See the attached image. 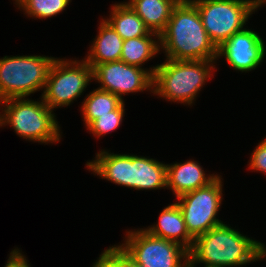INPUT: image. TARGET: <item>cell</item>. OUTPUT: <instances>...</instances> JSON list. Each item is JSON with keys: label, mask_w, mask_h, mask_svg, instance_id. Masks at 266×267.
<instances>
[{"label": "cell", "mask_w": 266, "mask_h": 267, "mask_svg": "<svg viewBox=\"0 0 266 267\" xmlns=\"http://www.w3.org/2000/svg\"><path fill=\"white\" fill-rule=\"evenodd\" d=\"M259 7L262 8V5L266 2V0H253Z\"/></svg>", "instance_id": "obj_25"}, {"label": "cell", "mask_w": 266, "mask_h": 267, "mask_svg": "<svg viewBox=\"0 0 266 267\" xmlns=\"http://www.w3.org/2000/svg\"><path fill=\"white\" fill-rule=\"evenodd\" d=\"M125 102L123 101L114 111L109 114L101 115L100 118L93 120L86 129L92 133L95 138L103 137L117 130L123 122L125 114Z\"/></svg>", "instance_id": "obj_21"}, {"label": "cell", "mask_w": 266, "mask_h": 267, "mask_svg": "<svg viewBox=\"0 0 266 267\" xmlns=\"http://www.w3.org/2000/svg\"><path fill=\"white\" fill-rule=\"evenodd\" d=\"M125 239V240H124ZM119 246L136 262L146 267H186L188 250L180 244L154 237L143 228L126 231Z\"/></svg>", "instance_id": "obj_9"}, {"label": "cell", "mask_w": 266, "mask_h": 267, "mask_svg": "<svg viewBox=\"0 0 266 267\" xmlns=\"http://www.w3.org/2000/svg\"><path fill=\"white\" fill-rule=\"evenodd\" d=\"M188 255L189 263L195 266L243 267L264 260L266 245L224 222L196 237Z\"/></svg>", "instance_id": "obj_1"}, {"label": "cell", "mask_w": 266, "mask_h": 267, "mask_svg": "<svg viewBox=\"0 0 266 267\" xmlns=\"http://www.w3.org/2000/svg\"><path fill=\"white\" fill-rule=\"evenodd\" d=\"M186 267H196L195 265H191L189 262Z\"/></svg>", "instance_id": "obj_26"}, {"label": "cell", "mask_w": 266, "mask_h": 267, "mask_svg": "<svg viewBox=\"0 0 266 267\" xmlns=\"http://www.w3.org/2000/svg\"><path fill=\"white\" fill-rule=\"evenodd\" d=\"M216 48L245 25L259 6L253 0H192ZM254 12V13H253Z\"/></svg>", "instance_id": "obj_7"}, {"label": "cell", "mask_w": 266, "mask_h": 267, "mask_svg": "<svg viewBox=\"0 0 266 267\" xmlns=\"http://www.w3.org/2000/svg\"><path fill=\"white\" fill-rule=\"evenodd\" d=\"M221 179V175H219L209 185L176 198L186 228L194 239L224 223L217 215L223 201V182Z\"/></svg>", "instance_id": "obj_10"}, {"label": "cell", "mask_w": 266, "mask_h": 267, "mask_svg": "<svg viewBox=\"0 0 266 267\" xmlns=\"http://www.w3.org/2000/svg\"><path fill=\"white\" fill-rule=\"evenodd\" d=\"M40 99L24 97L1 101L0 127L11 126L19 137L29 142L58 143L62 138L61 127L54 111Z\"/></svg>", "instance_id": "obj_5"}, {"label": "cell", "mask_w": 266, "mask_h": 267, "mask_svg": "<svg viewBox=\"0 0 266 267\" xmlns=\"http://www.w3.org/2000/svg\"><path fill=\"white\" fill-rule=\"evenodd\" d=\"M55 59L43 55L0 58V100L24 98L42 91Z\"/></svg>", "instance_id": "obj_6"}, {"label": "cell", "mask_w": 266, "mask_h": 267, "mask_svg": "<svg viewBox=\"0 0 266 267\" xmlns=\"http://www.w3.org/2000/svg\"><path fill=\"white\" fill-rule=\"evenodd\" d=\"M93 80V68L84 60L56 58L49 70L41 98L53 111L70 106Z\"/></svg>", "instance_id": "obj_8"}, {"label": "cell", "mask_w": 266, "mask_h": 267, "mask_svg": "<svg viewBox=\"0 0 266 267\" xmlns=\"http://www.w3.org/2000/svg\"><path fill=\"white\" fill-rule=\"evenodd\" d=\"M157 67L141 68L121 60L101 63L93 69V80L100 84L99 89L111 92L124 101L123 96L129 93L148 90L153 93V75Z\"/></svg>", "instance_id": "obj_11"}, {"label": "cell", "mask_w": 266, "mask_h": 267, "mask_svg": "<svg viewBox=\"0 0 266 267\" xmlns=\"http://www.w3.org/2000/svg\"><path fill=\"white\" fill-rule=\"evenodd\" d=\"M178 2H183V1H192V0H177Z\"/></svg>", "instance_id": "obj_27"}, {"label": "cell", "mask_w": 266, "mask_h": 267, "mask_svg": "<svg viewBox=\"0 0 266 267\" xmlns=\"http://www.w3.org/2000/svg\"><path fill=\"white\" fill-rule=\"evenodd\" d=\"M126 3L154 33L161 34L168 24L177 0H129Z\"/></svg>", "instance_id": "obj_16"}, {"label": "cell", "mask_w": 266, "mask_h": 267, "mask_svg": "<svg viewBox=\"0 0 266 267\" xmlns=\"http://www.w3.org/2000/svg\"><path fill=\"white\" fill-rule=\"evenodd\" d=\"M218 174H207L198 161L167 164V189H171L177 198L187 192L205 187L214 181Z\"/></svg>", "instance_id": "obj_13"}, {"label": "cell", "mask_w": 266, "mask_h": 267, "mask_svg": "<svg viewBox=\"0 0 266 267\" xmlns=\"http://www.w3.org/2000/svg\"><path fill=\"white\" fill-rule=\"evenodd\" d=\"M160 49L166 59L217 60V48L192 1L174 6L166 29L160 34Z\"/></svg>", "instance_id": "obj_2"}, {"label": "cell", "mask_w": 266, "mask_h": 267, "mask_svg": "<svg viewBox=\"0 0 266 267\" xmlns=\"http://www.w3.org/2000/svg\"><path fill=\"white\" fill-rule=\"evenodd\" d=\"M249 161V170L266 174V137L255 147Z\"/></svg>", "instance_id": "obj_23"}, {"label": "cell", "mask_w": 266, "mask_h": 267, "mask_svg": "<svg viewBox=\"0 0 266 267\" xmlns=\"http://www.w3.org/2000/svg\"><path fill=\"white\" fill-rule=\"evenodd\" d=\"M86 168L100 179L134 190L167 188V164L134 154H115L105 150L95 153Z\"/></svg>", "instance_id": "obj_3"}, {"label": "cell", "mask_w": 266, "mask_h": 267, "mask_svg": "<svg viewBox=\"0 0 266 267\" xmlns=\"http://www.w3.org/2000/svg\"><path fill=\"white\" fill-rule=\"evenodd\" d=\"M110 7L111 12L109 18L106 17L105 20L123 40L143 37L150 32L143 20L126 2L115 3Z\"/></svg>", "instance_id": "obj_17"}, {"label": "cell", "mask_w": 266, "mask_h": 267, "mask_svg": "<svg viewBox=\"0 0 266 267\" xmlns=\"http://www.w3.org/2000/svg\"><path fill=\"white\" fill-rule=\"evenodd\" d=\"M216 61L165 59L153 75V94L170 102L193 106L203 85L214 76Z\"/></svg>", "instance_id": "obj_4"}, {"label": "cell", "mask_w": 266, "mask_h": 267, "mask_svg": "<svg viewBox=\"0 0 266 267\" xmlns=\"http://www.w3.org/2000/svg\"><path fill=\"white\" fill-rule=\"evenodd\" d=\"M91 267H146L136 263L118 244L106 248Z\"/></svg>", "instance_id": "obj_22"}, {"label": "cell", "mask_w": 266, "mask_h": 267, "mask_svg": "<svg viewBox=\"0 0 266 267\" xmlns=\"http://www.w3.org/2000/svg\"><path fill=\"white\" fill-rule=\"evenodd\" d=\"M21 252L22 250L18 249V247L12 249L4 267H31L25 254Z\"/></svg>", "instance_id": "obj_24"}, {"label": "cell", "mask_w": 266, "mask_h": 267, "mask_svg": "<svg viewBox=\"0 0 266 267\" xmlns=\"http://www.w3.org/2000/svg\"><path fill=\"white\" fill-rule=\"evenodd\" d=\"M265 56V41L248 27L234 33L217 48V60L224 57L231 68L245 73L261 65Z\"/></svg>", "instance_id": "obj_12"}, {"label": "cell", "mask_w": 266, "mask_h": 267, "mask_svg": "<svg viewBox=\"0 0 266 267\" xmlns=\"http://www.w3.org/2000/svg\"><path fill=\"white\" fill-rule=\"evenodd\" d=\"M20 11L32 19H46L60 14L72 0H13Z\"/></svg>", "instance_id": "obj_20"}, {"label": "cell", "mask_w": 266, "mask_h": 267, "mask_svg": "<svg viewBox=\"0 0 266 267\" xmlns=\"http://www.w3.org/2000/svg\"><path fill=\"white\" fill-rule=\"evenodd\" d=\"M154 237L176 242L191 249L194 238L189 234L181 209L176 202L164 207L160 212L157 224L144 228Z\"/></svg>", "instance_id": "obj_14"}, {"label": "cell", "mask_w": 266, "mask_h": 267, "mask_svg": "<svg viewBox=\"0 0 266 267\" xmlns=\"http://www.w3.org/2000/svg\"><path fill=\"white\" fill-rule=\"evenodd\" d=\"M123 101L115 94L96 88L86 95L81 105L85 127L101 115L114 111Z\"/></svg>", "instance_id": "obj_19"}, {"label": "cell", "mask_w": 266, "mask_h": 267, "mask_svg": "<svg viewBox=\"0 0 266 267\" xmlns=\"http://www.w3.org/2000/svg\"><path fill=\"white\" fill-rule=\"evenodd\" d=\"M98 35L91 41L84 60L94 69L98 64L119 61L123 45L122 37L105 20H100Z\"/></svg>", "instance_id": "obj_15"}, {"label": "cell", "mask_w": 266, "mask_h": 267, "mask_svg": "<svg viewBox=\"0 0 266 267\" xmlns=\"http://www.w3.org/2000/svg\"><path fill=\"white\" fill-rule=\"evenodd\" d=\"M160 51V35L150 31L146 36L124 40L120 60L142 68Z\"/></svg>", "instance_id": "obj_18"}]
</instances>
